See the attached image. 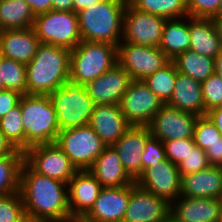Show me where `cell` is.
<instances>
[{
    "mask_svg": "<svg viewBox=\"0 0 222 222\" xmlns=\"http://www.w3.org/2000/svg\"><path fill=\"white\" fill-rule=\"evenodd\" d=\"M127 2L128 0H100L78 11L81 39L118 46L122 41L123 17Z\"/></svg>",
    "mask_w": 222,
    "mask_h": 222,
    "instance_id": "cell-3",
    "label": "cell"
},
{
    "mask_svg": "<svg viewBox=\"0 0 222 222\" xmlns=\"http://www.w3.org/2000/svg\"><path fill=\"white\" fill-rule=\"evenodd\" d=\"M102 189V184L90 170L75 173L67 183L71 221L82 220L89 213Z\"/></svg>",
    "mask_w": 222,
    "mask_h": 222,
    "instance_id": "cell-15",
    "label": "cell"
},
{
    "mask_svg": "<svg viewBox=\"0 0 222 222\" xmlns=\"http://www.w3.org/2000/svg\"><path fill=\"white\" fill-rule=\"evenodd\" d=\"M20 193L28 218L40 222H70L67 183L35 172L25 161L20 172Z\"/></svg>",
    "mask_w": 222,
    "mask_h": 222,
    "instance_id": "cell-1",
    "label": "cell"
},
{
    "mask_svg": "<svg viewBox=\"0 0 222 222\" xmlns=\"http://www.w3.org/2000/svg\"><path fill=\"white\" fill-rule=\"evenodd\" d=\"M141 159H142V173L147 167L166 159L164 143L158 138L150 135L146 139Z\"/></svg>",
    "mask_w": 222,
    "mask_h": 222,
    "instance_id": "cell-40",
    "label": "cell"
},
{
    "mask_svg": "<svg viewBox=\"0 0 222 222\" xmlns=\"http://www.w3.org/2000/svg\"><path fill=\"white\" fill-rule=\"evenodd\" d=\"M170 214L181 222H218L222 215V198L179 196L170 203Z\"/></svg>",
    "mask_w": 222,
    "mask_h": 222,
    "instance_id": "cell-20",
    "label": "cell"
},
{
    "mask_svg": "<svg viewBox=\"0 0 222 222\" xmlns=\"http://www.w3.org/2000/svg\"><path fill=\"white\" fill-rule=\"evenodd\" d=\"M208 162L213 166L222 167V137L205 150Z\"/></svg>",
    "mask_w": 222,
    "mask_h": 222,
    "instance_id": "cell-43",
    "label": "cell"
},
{
    "mask_svg": "<svg viewBox=\"0 0 222 222\" xmlns=\"http://www.w3.org/2000/svg\"><path fill=\"white\" fill-rule=\"evenodd\" d=\"M204 150L195 146L189 154L177 165L181 176L201 171L209 166Z\"/></svg>",
    "mask_w": 222,
    "mask_h": 222,
    "instance_id": "cell-38",
    "label": "cell"
},
{
    "mask_svg": "<svg viewBox=\"0 0 222 222\" xmlns=\"http://www.w3.org/2000/svg\"><path fill=\"white\" fill-rule=\"evenodd\" d=\"M48 96L56 111L60 131L89 124L95 104L84 84L69 78Z\"/></svg>",
    "mask_w": 222,
    "mask_h": 222,
    "instance_id": "cell-6",
    "label": "cell"
},
{
    "mask_svg": "<svg viewBox=\"0 0 222 222\" xmlns=\"http://www.w3.org/2000/svg\"><path fill=\"white\" fill-rule=\"evenodd\" d=\"M90 172L103 187H122L135 183L121 163L113 146H106L96 158Z\"/></svg>",
    "mask_w": 222,
    "mask_h": 222,
    "instance_id": "cell-24",
    "label": "cell"
},
{
    "mask_svg": "<svg viewBox=\"0 0 222 222\" xmlns=\"http://www.w3.org/2000/svg\"><path fill=\"white\" fill-rule=\"evenodd\" d=\"M119 105L130 125L148 126L164 104L143 80H132Z\"/></svg>",
    "mask_w": 222,
    "mask_h": 222,
    "instance_id": "cell-12",
    "label": "cell"
},
{
    "mask_svg": "<svg viewBox=\"0 0 222 222\" xmlns=\"http://www.w3.org/2000/svg\"><path fill=\"white\" fill-rule=\"evenodd\" d=\"M180 111L205 116L202 84L191 77L177 72L175 87L170 101L167 103Z\"/></svg>",
    "mask_w": 222,
    "mask_h": 222,
    "instance_id": "cell-25",
    "label": "cell"
},
{
    "mask_svg": "<svg viewBox=\"0 0 222 222\" xmlns=\"http://www.w3.org/2000/svg\"><path fill=\"white\" fill-rule=\"evenodd\" d=\"M202 94L205 111L222 106V79L216 73L202 83Z\"/></svg>",
    "mask_w": 222,
    "mask_h": 222,
    "instance_id": "cell-37",
    "label": "cell"
},
{
    "mask_svg": "<svg viewBox=\"0 0 222 222\" xmlns=\"http://www.w3.org/2000/svg\"><path fill=\"white\" fill-rule=\"evenodd\" d=\"M21 96L22 94L15 90H0V119L19 103Z\"/></svg>",
    "mask_w": 222,
    "mask_h": 222,
    "instance_id": "cell-42",
    "label": "cell"
},
{
    "mask_svg": "<svg viewBox=\"0 0 222 222\" xmlns=\"http://www.w3.org/2000/svg\"><path fill=\"white\" fill-rule=\"evenodd\" d=\"M40 41L34 29L0 30V55L27 65L35 56Z\"/></svg>",
    "mask_w": 222,
    "mask_h": 222,
    "instance_id": "cell-22",
    "label": "cell"
},
{
    "mask_svg": "<svg viewBox=\"0 0 222 222\" xmlns=\"http://www.w3.org/2000/svg\"><path fill=\"white\" fill-rule=\"evenodd\" d=\"M140 11L161 16L167 20L188 16L187 0H128Z\"/></svg>",
    "mask_w": 222,
    "mask_h": 222,
    "instance_id": "cell-31",
    "label": "cell"
},
{
    "mask_svg": "<svg viewBox=\"0 0 222 222\" xmlns=\"http://www.w3.org/2000/svg\"><path fill=\"white\" fill-rule=\"evenodd\" d=\"M172 61L179 73L201 83L215 73L214 58L199 55L191 49L177 55Z\"/></svg>",
    "mask_w": 222,
    "mask_h": 222,
    "instance_id": "cell-29",
    "label": "cell"
},
{
    "mask_svg": "<svg viewBox=\"0 0 222 222\" xmlns=\"http://www.w3.org/2000/svg\"><path fill=\"white\" fill-rule=\"evenodd\" d=\"M3 89V80L1 78V72H0V90Z\"/></svg>",
    "mask_w": 222,
    "mask_h": 222,
    "instance_id": "cell-54",
    "label": "cell"
},
{
    "mask_svg": "<svg viewBox=\"0 0 222 222\" xmlns=\"http://www.w3.org/2000/svg\"><path fill=\"white\" fill-rule=\"evenodd\" d=\"M220 137H222L220 131L207 115L198 116L193 135L196 146L205 151L209 145L219 141Z\"/></svg>",
    "mask_w": 222,
    "mask_h": 222,
    "instance_id": "cell-36",
    "label": "cell"
},
{
    "mask_svg": "<svg viewBox=\"0 0 222 222\" xmlns=\"http://www.w3.org/2000/svg\"><path fill=\"white\" fill-rule=\"evenodd\" d=\"M26 218L20 191L0 196V222H22Z\"/></svg>",
    "mask_w": 222,
    "mask_h": 222,
    "instance_id": "cell-35",
    "label": "cell"
},
{
    "mask_svg": "<svg viewBox=\"0 0 222 222\" xmlns=\"http://www.w3.org/2000/svg\"><path fill=\"white\" fill-rule=\"evenodd\" d=\"M17 149L11 142L4 136L0 130V156L13 154Z\"/></svg>",
    "mask_w": 222,
    "mask_h": 222,
    "instance_id": "cell-47",
    "label": "cell"
},
{
    "mask_svg": "<svg viewBox=\"0 0 222 222\" xmlns=\"http://www.w3.org/2000/svg\"><path fill=\"white\" fill-rule=\"evenodd\" d=\"M32 28L40 44L73 50L81 41L78 17L74 11H54L35 15Z\"/></svg>",
    "mask_w": 222,
    "mask_h": 222,
    "instance_id": "cell-7",
    "label": "cell"
},
{
    "mask_svg": "<svg viewBox=\"0 0 222 222\" xmlns=\"http://www.w3.org/2000/svg\"><path fill=\"white\" fill-rule=\"evenodd\" d=\"M118 64L132 80H144L170 59L158 48L121 41L117 46Z\"/></svg>",
    "mask_w": 222,
    "mask_h": 222,
    "instance_id": "cell-10",
    "label": "cell"
},
{
    "mask_svg": "<svg viewBox=\"0 0 222 222\" xmlns=\"http://www.w3.org/2000/svg\"><path fill=\"white\" fill-rule=\"evenodd\" d=\"M117 63V46L82 40L71 50L69 78L86 85L113 68Z\"/></svg>",
    "mask_w": 222,
    "mask_h": 222,
    "instance_id": "cell-5",
    "label": "cell"
},
{
    "mask_svg": "<svg viewBox=\"0 0 222 222\" xmlns=\"http://www.w3.org/2000/svg\"><path fill=\"white\" fill-rule=\"evenodd\" d=\"M24 152L17 149L13 154L0 156V196L20 190V172Z\"/></svg>",
    "mask_w": 222,
    "mask_h": 222,
    "instance_id": "cell-30",
    "label": "cell"
},
{
    "mask_svg": "<svg viewBox=\"0 0 222 222\" xmlns=\"http://www.w3.org/2000/svg\"><path fill=\"white\" fill-rule=\"evenodd\" d=\"M131 185L103 187L82 222H122L130 200Z\"/></svg>",
    "mask_w": 222,
    "mask_h": 222,
    "instance_id": "cell-17",
    "label": "cell"
},
{
    "mask_svg": "<svg viewBox=\"0 0 222 222\" xmlns=\"http://www.w3.org/2000/svg\"><path fill=\"white\" fill-rule=\"evenodd\" d=\"M198 116L164 104L148 125L153 137L162 142L193 138Z\"/></svg>",
    "mask_w": 222,
    "mask_h": 222,
    "instance_id": "cell-14",
    "label": "cell"
},
{
    "mask_svg": "<svg viewBox=\"0 0 222 222\" xmlns=\"http://www.w3.org/2000/svg\"><path fill=\"white\" fill-rule=\"evenodd\" d=\"M54 11H74V0H52Z\"/></svg>",
    "mask_w": 222,
    "mask_h": 222,
    "instance_id": "cell-46",
    "label": "cell"
},
{
    "mask_svg": "<svg viewBox=\"0 0 222 222\" xmlns=\"http://www.w3.org/2000/svg\"><path fill=\"white\" fill-rule=\"evenodd\" d=\"M215 73L222 79V50L214 59Z\"/></svg>",
    "mask_w": 222,
    "mask_h": 222,
    "instance_id": "cell-49",
    "label": "cell"
},
{
    "mask_svg": "<svg viewBox=\"0 0 222 222\" xmlns=\"http://www.w3.org/2000/svg\"><path fill=\"white\" fill-rule=\"evenodd\" d=\"M163 143L166 158L175 165H178L189 154L190 149L196 146L194 138L175 139Z\"/></svg>",
    "mask_w": 222,
    "mask_h": 222,
    "instance_id": "cell-39",
    "label": "cell"
},
{
    "mask_svg": "<svg viewBox=\"0 0 222 222\" xmlns=\"http://www.w3.org/2000/svg\"><path fill=\"white\" fill-rule=\"evenodd\" d=\"M56 143L77 171L90 170L106 147L89 125L60 131Z\"/></svg>",
    "mask_w": 222,
    "mask_h": 222,
    "instance_id": "cell-8",
    "label": "cell"
},
{
    "mask_svg": "<svg viewBox=\"0 0 222 222\" xmlns=\"http://www.w3.org/2000/svg\"><path fill=\"white\" fill-rule=\"evenodd\" d=\"M213 17H222V0L220 2V5H219V8H218V11H217L216 15L213 16Z\"/></svg>",
    "mask_w": 222,
    "mask_h": 222,
    "instance_id": "cell-52",
    "label": "cell"
},
{
    "mask_svg": "<svg viewBox=\"0 0 222 222\" xmlns=\"http://www.w3.org/2000/svg\"><path fill=\"white\" fill-rule=\"evenodd\" d=\"M221 0H187V13L191 18H212Z\"/></svg>",
    "mask_w": 222,
    "mask_h": 222,
    "instance_id": "cell-41",
    "label": "cell"
},
{
    "mask_svg": "<svg viewBox=\"0 0 222 222\" xmlns=\"http://www.w3.org/2000/svg\"><path fill=\"white\" fill-rule=\"evenodd\" d=\"M106 146H112L131 126L120 105H95L88 124Z\"/></svg>",
    "mask_w": 222,
    "mask_h": 222,
    "instance_id": "cell-21",
    "label": "cell"
},
{
    "mask_svg": "<svg viewBox=\"0 0 222 222\" xmlns=\"http://www.w3.org/2000/svg\"><path fill=\"white\" fill-rule=\"evenodd\" d=\"M163 222H181V221L177 220L174 216L169 214Z\"/></svg>",
    "mask_w": 222,
    "mask_h": 222,
    "instance_id": "cell-51",
    "label": "cell"
},
{
    "mask_svg": "<svg viewBox=\"0 0 222 222\" xmlns=\"http://www.w3.org/2000/svg\"><path fill=\"white\" fill-rule=\"evenodd\" d=\"M100 0H74V12H78L86 7L92 6Z\"/></svg>",
    "mask_w": 222,
    "mask_h": 222,
    "instance_id": "cell-48",
    "label": "cell"
},
{
    "mask_svg": "<svg viewBox=\"0 0 222 222\" xmlns=\"http://www.w3.org/2000/svg\"><path fill=\"white\" fill-rule=\"evenodd\" d=\"M132 78L117 63L97 79L87 83L85 88L95 105H119Z\"/></svg>",
    "mask_w": 222,
    "mask_h": 222,
    "instance_id": "cell-18",
    "label": "cell"
},
{
    "mask_svg": "<svg viewBox=\"0 0 222 222\" xmlns=\"http://www.w3.org/2000/svg\"><path fill=\"white\" fill-rule=\"evenodd\" d=\"M177 72L173 61L170 60L143 81L163 104H167L174 91Z\"/></svg>",
    "mask_w": 222,
    "mask_h": 222,
    "instance_id": "cell-32",
    "label": "cell"
},
{
    "mask_svg": "<svg viewBox=\"0 0 222 222\" xmlns=\"http://www.w3.org/2000/svg\"><path fill=\"white\" fill-rule=\"evenodd\" d=\"M158 48L170 60L190 48L189 16L165 21Z\"/></svg>",
    "mask_w": 222,
    "mask_h": 222,
    "instance_id": "cell-27",
    "label": "cell"
},
{
    "mask_svg": "<svg viewBox=\"0 0 222 222\" xmlns=\"http://www.w3.org/2000/svg\"><path fill=\"white\" fill-rule=\"evenodd\" d=\"M180 196L190 198H222V167L207 168L181 176Z\"/></svg>",
    "mask_w": 222,
    "mask_h": 222,
    "instance_id": "cell-23",
    "label": "cell"
},
{
    "mask_svg": "<svg viewBox=\"0 0 222 222\" xmlns=\"http://www.w3.org/2000/svg\"><path fill=\"white\" fill-rule=\"evenodd\" d=\"M0 130L16 149L25 152V133L20 103L0 119Z\"/></svg>",
    "mask_w": 222,
    "mask_h": 222,
    "instance_id": "cell-34",
    "label": "cell"
},
{
    "mask_svg": "<svg viewBox=\"0 0 222 222\" xmlns=\"http://www.w3.org/2000/svg\"><path fill=\"white\" fill-rule=\"evenodd\" d=\"M218 222H222V215H221V217L219 218Z\"/></svg>",
    "mask_w": 222,
    "mask_h": 222,
    "instance_id": "cell-55",
    "label": "cell"
},
{
    "mask_svg": "<svg viewBox=\"0 0 222 222\" xmlns=\"http://www.w3.org/2000/svg\"><path fill=\"white\" fill-rule=\"evenodd\" d=\"M207 116L215 124L222 136V106L211 109L207 112Z\"/></svg>",
    "mask_w": 222,
    "mask_h": 222,
    "instance_id": "cell-45",
    "label": "cell"
},
{
    "mask_svg": "<svg viewBox=\"0 0 222 222\" xmlns=\"http://www.w3.org/2000/svg\"><path fill=\"white\" fill-rule=\"evenodd\" d=\"M19 103L25 133V151L34 145L56 142L60 127L49 96L24 94Z\"/></svg>",
    "mask_w": 222,
    "mask_h": 222,
    "instance_id": "cell-4",
    "label": "cell"
},
{
    "mask_svg": "<svg viewBox=\"0 0 222 222\" xmlns=\"http://www.w3.org/2000/svg\"><path fill=\"white\" fill-rule=\"evenodd\" d=\"M166 20L161 16L140 11L127 2L123 17L122 41L159 47Z\"/></svg>",
    "mask_w": 222,
    "mask_h": 222,
    "instance_id": "cell-11",
    "label": "cell"
},
{
    "mask_svg": "<svg viewBox=\"0 0 222 222\" xmlns=\"http://www.w3.org/2000/svg\"><path fill=\"white\" fill-rule=\"evenodd\" d=\"M71 50L40 44L26 65L27 94L49 95L69 79Z\"/></svg>",
    "mask_w": 222,
    "mask_h": 222,
    "instance_id": "cell-2",
    "label": "cell"
},
{
    "mask_svg": "<svg viewBox=\"0 0 222 222\" xmlns=\"http://www.w3.org/2000/svg\"><path fill=\"white\" fill-rule=\"evenodd\" d=\"M135 182L169 203L180 196L181 175L178 166L167 158L147 167Z\"/></svg>",
    "mask_w": 222,
    "mask_h": 222,
    "instance_id": "cell-13",
    "label": "cell"
},
{
    "mask_svg": "<svg viewBox=\"0 0 222 222\" xmlns=\"http://www.w3.org/2000/svg\"><path fill=\"white\" fill-rule=\"evenodd\" d=\"M151 135L148 126L131 125L112 145L118 152L122 165L136 181L142 174V153L146 139Z\"/></svg>",
    "mask_w": 222,
    "mask_h": 222,
    "instance_id": "cell-19",
    "label": "cell"
},
{
    "mask_svg": "<svg viewBox=\"0 0 222 222\" xmlns=\"http://www.w3.org/2000/svg\"><path fill=\"white\" fill-rule=\"evenodd\" d=\"M0 72L3 80V89L18 91L27 94L26 65L0 55Z\"/></svg>",
    "mask_w": 222,
    "mask_h": 222,
    "instance_id": "cell-33",
    "label": "cell"
},
{
    "mask_svg": "<svg viewBox=\"0 0 222 222\" xmlns=\"http://www.w3.org/2000/svg\"><path fill=\"white\" fill-rule=\"evenodd\" d=\"M34 19L26 0H0V30L28 29Z\"/></svg>",
    "mask_w": 222,
    "mask_h": 222,
    "instance_id": "cell-28",
    "label": "cell"
},
{
    "mask_svg": "<svg viewBox=\"0 0 222 222\" xmlns=\"http://www.w3.org/2000/svg\"><path fill=\"white\" fill-rule=\"evenodd\" d=\"M190 48L199 55L214 58L222 50V42L211 18L189 17Z\"/></svg>",
    "mask_w": 222,
    "mask_h": 222,
    "instance_id": "cell-26",
    "label": "cell"
},
{
    "mask_svg": "<svg viewBox=\"0 0 222 222\" xmlns=\"http://www.w3.org/2000/svg\"><path fill=\"white\" fill-rule=\"evenodd\" d=\"M24 161L37 173L68 183L77 169L56 142L38 144L24 152Z\"/></svg>",
    "mask_w": 222,
    "mask_h": 222,
    "instance_id": "cell-9",
    "label": "cell"
},
{
    "mask_svg": "<svg viewBox=\"0 0 222 222\" xmlns=\"http://www.w3.org/2000/svg\"><path fill=\"white\" fill-rule=\"evenodd\" d=\"M170 214V203L131 184L130 200L122 222H163Z\"/></svg>",
    "mask_w": 222,
    "mask_h": 222,
    "instance_id": "cell-16",
    "label": "cell"
},
{
    "mask_svg": "<svg viewBox=\"0 0 222 222\" xmlns=\"http://www.w3.org/2000/svg\"><path fill=\"white\" fill-rule=\"evenodd\" d=\"M211 20L213 21L218 36L222 42V17H212Z\"/></svg>",
    "mask_w": 222,
    "mask_h": 222,
    "instance_id": "cell-50",
    "label": "cell"
},
{
    "mask_svg": "<svg viewBox=\"0 0 222 222\" xmlns=\"http://www.w3.org/2000/svg\"><path fill=\"white\" fill-rule=\"evenodd\" d=\"M34 15L52 10V0H26Z\"/></svg>",
    "mask_w": 222,
    "mask_h": 222,
    "instance_id": "cell-44",
    "label": "cell"
},
{
    "mask_svg": "<svg viewBox=\"0 0 222 222\" xmlns=\"http://www.w3.org/2000/svg\"><path fill=\"white\" fill-rule=\"evenodd\" d=\"M22 222H40V221H37V220H33L31 218H26L25 220H23Z\"/></svg>",
    "mask_w": 222,
    "mask_h": 222,
    "instance_id": "cell-53",
    "label": "cell"
}]
</instances>
